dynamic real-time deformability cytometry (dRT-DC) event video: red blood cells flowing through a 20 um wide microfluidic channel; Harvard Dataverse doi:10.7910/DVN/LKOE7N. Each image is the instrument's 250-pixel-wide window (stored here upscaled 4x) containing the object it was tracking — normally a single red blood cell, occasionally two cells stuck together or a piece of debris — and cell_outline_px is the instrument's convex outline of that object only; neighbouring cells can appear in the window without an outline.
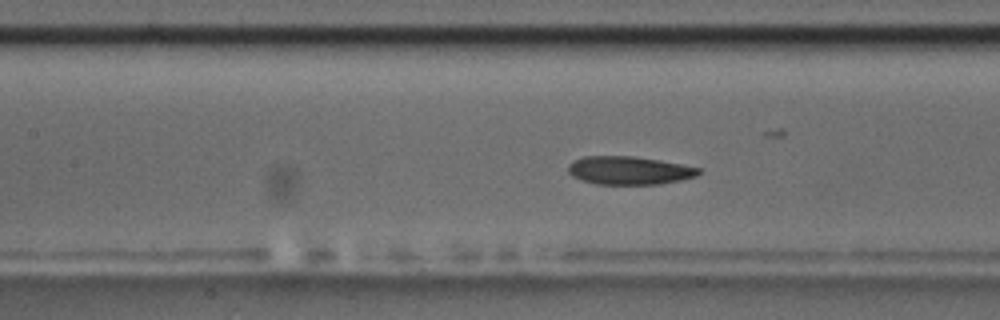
{"species": "common noctule bat (a hibernating species)", "species_latin": "Nyctalus noctula", "temperature_condition": "room temperature", "stored_images_in_passage": 38, "camera_frame_rate_fps": 3000, "um_per_image_px": 0.085, "animal": {"sex": "male", "body_mass_g": 17.5, "forearm_length_mm": 52.3}, "frame": {"image": 1, "passage_image": 7, "time_ms": 2.0, "image_size_px": [1000, 320], "cell_outline_px": [[700, 172], [696, 176], [680, 180], [660, 184], [596, 184], [580, 180], [572, 176], [568, 172], [568, 164], [572, 160], [584, 156], [632, 156], [660, 160], [700, 168]], "centroid_in_image_um": [53.43, 14.48], "position_along_channel_um": 154.0, "area_um2": 21.5}}
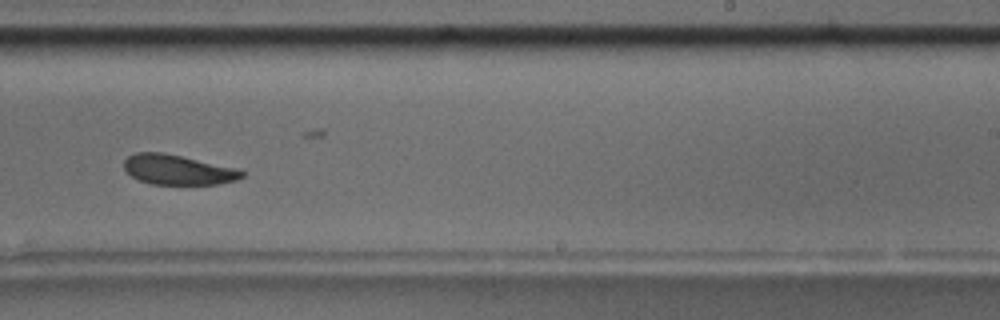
{"frame": {"image": 2, "passage_image": 17, "time_ms": 5.333, "image_size_px": [1000, 320], "cell_outline_px": [[244, 176], [236, 180], [216, 184], [148, 184], [132, 176], [124, 168], [124, 160], [128, 156], [136, 152], [164, 152], [236, 168], [244, 172]], "centroid_in_image_um": [15.1, 14.42], "position_along_channel_um": 273.9, "area_um2": 20.46}, "authors_computed_cell_mechanics": {"area_um2": 22.2241, "velocity_mm_per_s": 3.6217, "shape_relaxation_time_tau1_ms": 5.4746, "shape_relaxation_time_tau2_ms": 7.3225, "deformation_change_tau1": 0.1228, "deformation_change_tau2": 0.1349}}